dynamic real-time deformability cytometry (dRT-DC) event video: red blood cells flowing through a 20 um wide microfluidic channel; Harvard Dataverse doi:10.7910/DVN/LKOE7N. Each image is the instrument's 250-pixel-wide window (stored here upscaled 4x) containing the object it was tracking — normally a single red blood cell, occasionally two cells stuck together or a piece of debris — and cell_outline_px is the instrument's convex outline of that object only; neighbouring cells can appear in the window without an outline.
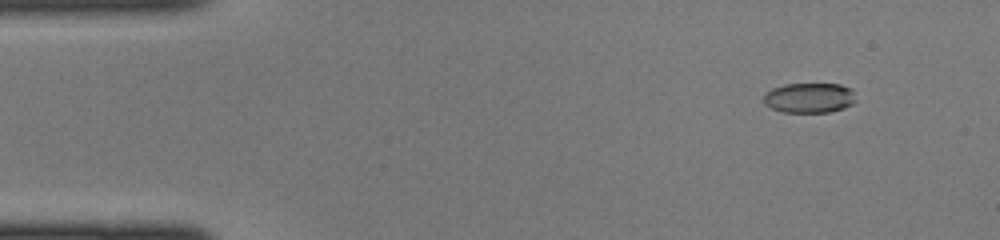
{"species": "common noctule bat (a hibernating species)", "species_latin": "Nyctalus noctula", "temperature_condition": "cold", "stored_images_in_passage": 45, "camera_frame_rate_fps": 3000, "um_per_image_px": 0.085, "animal": {"sex": "female", "body_mass_g": 22.0, "forearm_length_mm": 56.7}, "frame": {"image": 1, "passage_image": 5, "time_ms": 1.333, "image_size_px": [1000, 240], "cell_outline_px": [[856, 100], [852, 104], [844, 108], [828, 112], [784, 112], [772, 108], [764, 104], [764, 96], [772, 88], [784, 84], [840, 84], [852, 88]], "centroid_in_image_um": [68.82, 8.31], "position_along_channel_um": 16.2, "area_um2": 16.13}}
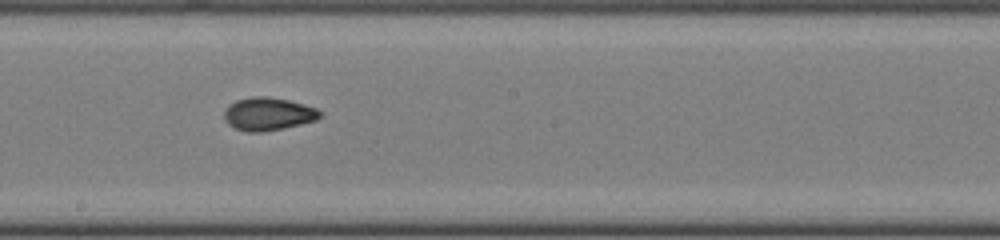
{"frame": {"image": 2, "passage_image": 25, "time_ms": 8.0, "image_size_px": [1000, 240], "cell_outline_px": [[324, 116], [316, 120], [284, 128], [260, 132], [248, 132], [236, 128], [228, 124], [224, 120], [224, 112], [228, 104], [236, 100], [252, 96], [268, 96], [288, 100], [304, 104], [316, 108], [324, 112]], "centroid_in_image_um": [22.81, 9.67], "position_along_channel_um": 225.4, "area_um2": 18.61}}
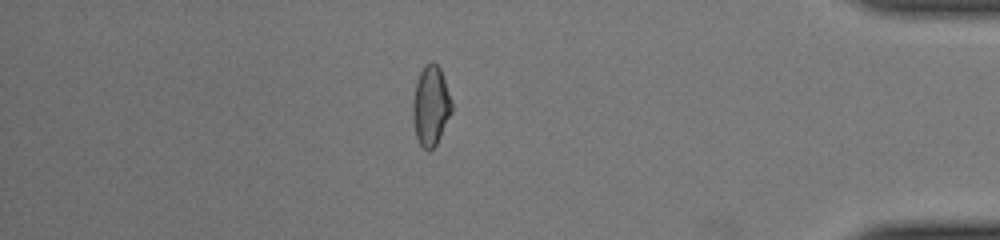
{"frame": {"image": 3, "passage_image": 39, "time_ms": 12.667, "image_size_px": [1000, 240], "cell_outline_px": [[452, 112], [436, 144], [428, 152], [420, 144], [416, 136], [412, 116], [412, 104], [416, 80], [420, 72], [432, 60], [440, 68], [452, 100]], "centroid_in_image_um": [36.61, 8.99], "position_along_channel_um": 398.6, "area_um2": 18.03}}